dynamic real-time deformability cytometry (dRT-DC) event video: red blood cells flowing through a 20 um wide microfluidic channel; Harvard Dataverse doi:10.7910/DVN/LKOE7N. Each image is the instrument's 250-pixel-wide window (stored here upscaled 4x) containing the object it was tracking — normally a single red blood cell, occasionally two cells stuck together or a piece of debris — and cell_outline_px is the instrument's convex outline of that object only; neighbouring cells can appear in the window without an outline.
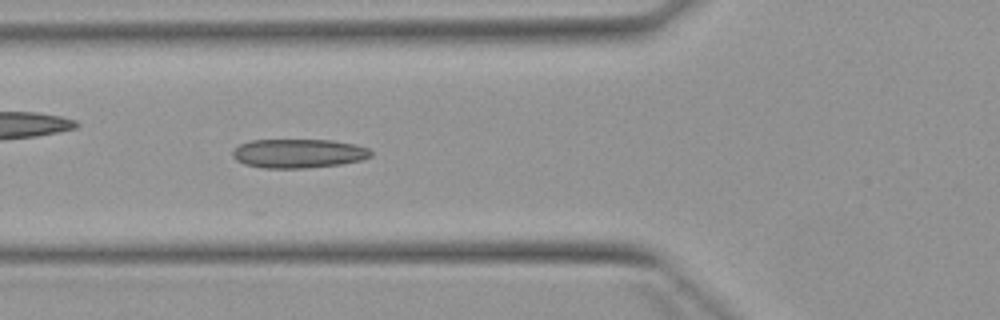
{"species": "Egyptian fruit bat (a non-hibernating species)", "species_latin": "Rousettus aegyptiacus", "temperature_condition": "warm", "stored_images_in_passage": 6, "camera_frame_rate_fps": 3000, "um_per_image_px": 0.085, "animal": {"sex": "female"}, "frame": {"image": 1, "passage_image": 5, "time_ms": 5.667, "image_size_px": [1000, 320], "cell_outline_px": [[372, 156], [360, 160], [340, 164], [304, 168], [264, 168], [244, 164], [236, 160], [232, 156], [232, 152], [240, 144], [248, 140], [332, 140], [356, 144], [368, 148], [372, 152]], "centroid_in_image_um": [25.36, 13.03], "position_along_channel_um": 100.4, "area_um2": 23.41}}
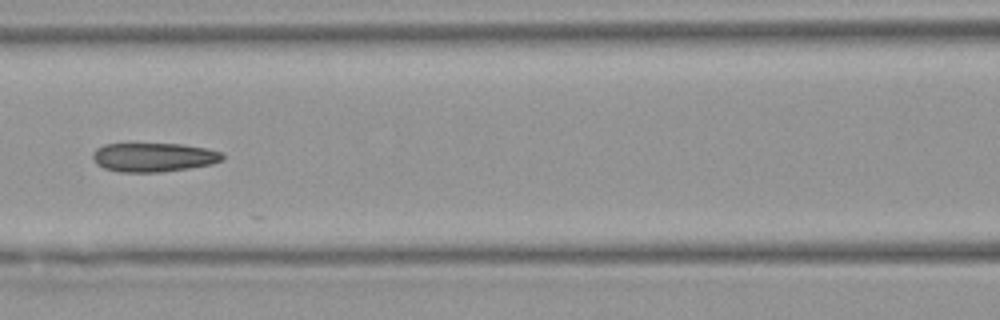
{"frame": {"image": 2, "passage_image": 6, "time_ms": 7.0, "image_size_px": [1000, 320], "cell_outline_px": [[224, 160], [212, 164], [188, 168], [160, 172], [120, 172], [104, 168], [96, 164], [92, 156], [92, 152], [96, 148], [104, 144], [184, 144], [208, 148], [220, 152], [224, 156]], "centroid_in_image_um": [13.06, 13.36], "position_along_channel_um": 153.5, "area_um2": 22.02}}